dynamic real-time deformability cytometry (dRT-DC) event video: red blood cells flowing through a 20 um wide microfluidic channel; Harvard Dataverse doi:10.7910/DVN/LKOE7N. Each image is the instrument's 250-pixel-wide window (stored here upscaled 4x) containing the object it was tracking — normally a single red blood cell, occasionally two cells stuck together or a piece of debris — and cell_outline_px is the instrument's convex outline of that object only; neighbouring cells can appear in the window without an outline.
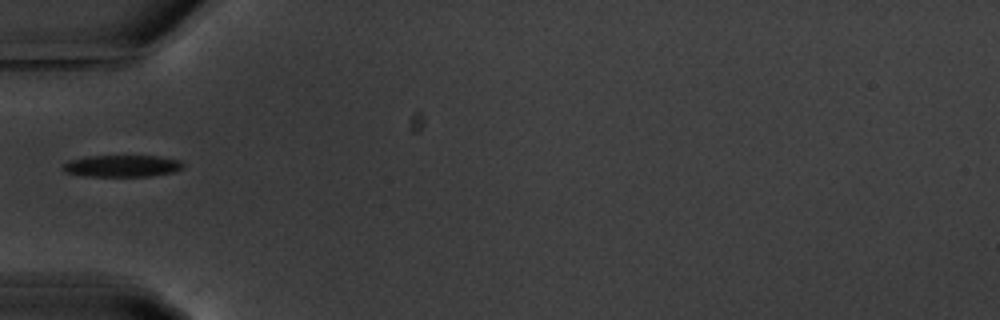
{"species": "common noctule bat (a hibernating species)", "species_latin": "Nyctalus noctula", "temperature_condition": "warm", "stored_images_in_passage": 1, "camera_frame_rate_fps": 3000, "um_per_image_px": 0.085, "animal": {"sex": "male", "body_mass_g": 20.1, "forearm_length_mm": 53.5}, "frame": {"image": 1, "passage_image": 1, "time_ms": 0.0, "image_size_px": [1000, 320], "cell_outline_px": [[184, 168], [172, 172], [152, 176], [84, 176], [64, 172], [64, 164], [68, 160], [84, 156], [160, 156], [180, 160], [184, 164]], "centroid_in_image_um": [10.39, 14.1], "position_along_channel_um": 74.6, "area_um2": 15.37}}